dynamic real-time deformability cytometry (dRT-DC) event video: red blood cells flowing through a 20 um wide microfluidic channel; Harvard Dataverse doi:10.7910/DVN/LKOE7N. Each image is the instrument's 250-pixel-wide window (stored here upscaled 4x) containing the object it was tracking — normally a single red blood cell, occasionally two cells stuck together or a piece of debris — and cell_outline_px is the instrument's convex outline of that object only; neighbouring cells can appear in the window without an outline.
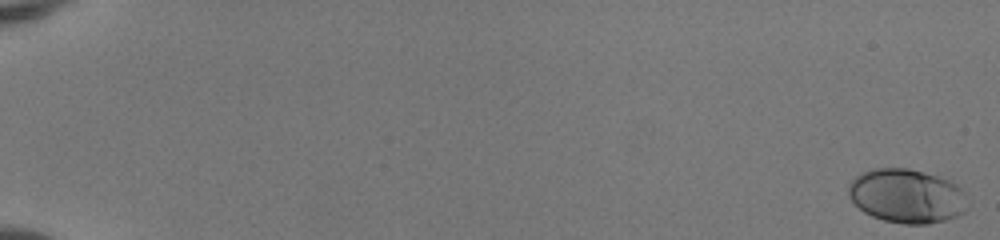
{"species": "human", "species_latin": "Homo sapiens", "temperature_condition": "room temperature", "stored_images_in_passage": 53, "camera_frame_rate_fps": 3000, "um_per_image_px": 0.085, "donor": {"sex": "female"}, "frame": {"image": 1, "passage_image": 1, "time_ms": 0.0, "image_size_px": [1000, 240], "cell_outline_px": [[968, 208], [964, 212], [956, 216], [944, 220], [928, 224], [904, 224], [884, 220], [872, 216], [864, 212], [848, 196], [848, 184], [860, 172], [872, 168], [908, 168], [924, 172], [948, 180], [956, 184], [964, 192]], "centroid_in_image_um": [77.06, 16.65], "position_along_channel_um": 7.9, "area_um2": 37.57}}
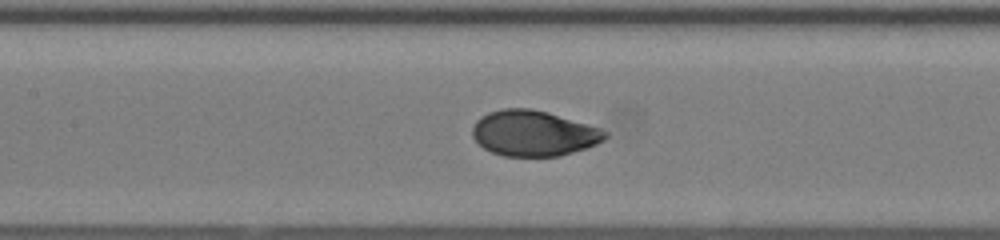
{"frame": {"image": 2, "passage_image": 28, "time_ms": 9.0, "image_size_px": [1000, 240], "cell_outline_px": [[608, 136], [604, 140], [588, 148], [560, 156], [504, 156], [492, 152], [484, 148], [472, 136], [472, 128], [476, 120], [480, 116], [488, 112], [500, 108], [528, 108], [548, 112], [600, 128], [608, 132]], "centroid_in_image_um": [45.35, 11.32], "position_along_channel_um": 162.0, "area_um2": 35.37}}
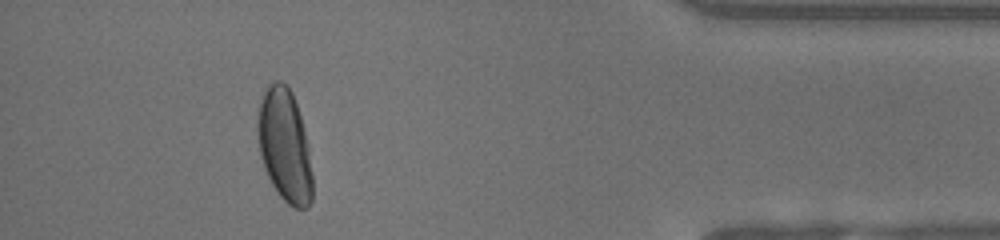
{"frame": {"image": 3, "passage_image": 49, "time_ms": 16.0, "image_size_px": [1000, 240], "cell_outline_px": [[312, 200], [308, 208], [296, 208], [288, 204], [276, 192], [264, 168], [260, 156], [256, 124], [256, 116], [264, 92], [268, 84], [276, 80], [280, 80], [288, 84], [292, 92], [304, 128], [308, 148], [312, 172]], "centroid_in_image_um": [24.18, 12.36], "position_along_channel_um": 411.0, "area_um2": 36.3}, "authors_computed_cell_mechanics": {"area_um2": 35.547, "velocity_mm_per_s": 4.0896, "shape_relaxation_time_tau1_ms": 2.8838, "shape_relaxation_time_tau2_ms": null, "deformation_change_tau1": 0.1691, "deformation_change_tau2": null}}